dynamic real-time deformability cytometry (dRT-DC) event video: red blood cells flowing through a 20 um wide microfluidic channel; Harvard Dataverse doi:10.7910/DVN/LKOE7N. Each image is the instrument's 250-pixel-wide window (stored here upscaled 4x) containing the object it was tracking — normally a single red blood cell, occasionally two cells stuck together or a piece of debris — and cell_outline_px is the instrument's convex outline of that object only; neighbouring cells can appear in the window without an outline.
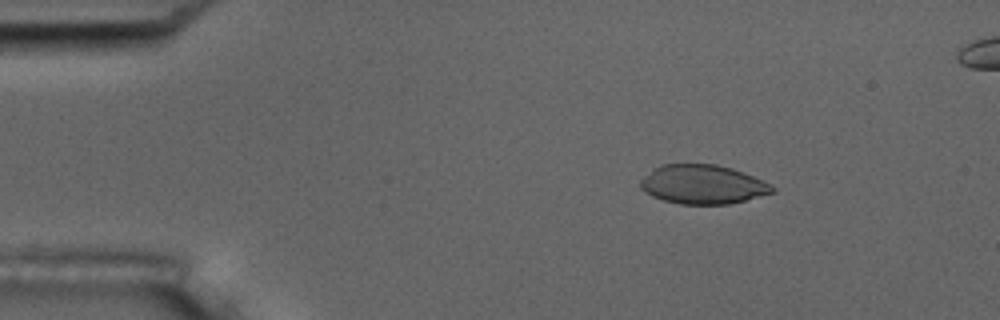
{"species": "common noctule bat (a hibernating species)", "species_latin": "Nyctalus noctula", "temperature_condition": "room temperature", "stored_images_in_passage": 6, "segment_of_instrument_passage": [1, 2], "camera_frame_rate_fps": 3000, "um_per_image_px": 0.085, "animal": {"sex": "male", "body_mass_g": 17.5, "forearm_length_mm": 52.3}, "frame": {"image": 1, "passage_image": 3, "time_ms": 2.333, "image_size_px": [1000, 320], "cell_outline_px": [[776, 192], [728, 204], [680, 204], [664, 200], [652, 196], [644, 192], [640, 188], [640, 180], [652, 168], [660, 164], [716, 164], [732, 168], [772, 184], [776, 188]], "centroid_in_image_um": [59.72, 15.67], "position_along_channel_um": 25.3, "area_um2": 30.17}}